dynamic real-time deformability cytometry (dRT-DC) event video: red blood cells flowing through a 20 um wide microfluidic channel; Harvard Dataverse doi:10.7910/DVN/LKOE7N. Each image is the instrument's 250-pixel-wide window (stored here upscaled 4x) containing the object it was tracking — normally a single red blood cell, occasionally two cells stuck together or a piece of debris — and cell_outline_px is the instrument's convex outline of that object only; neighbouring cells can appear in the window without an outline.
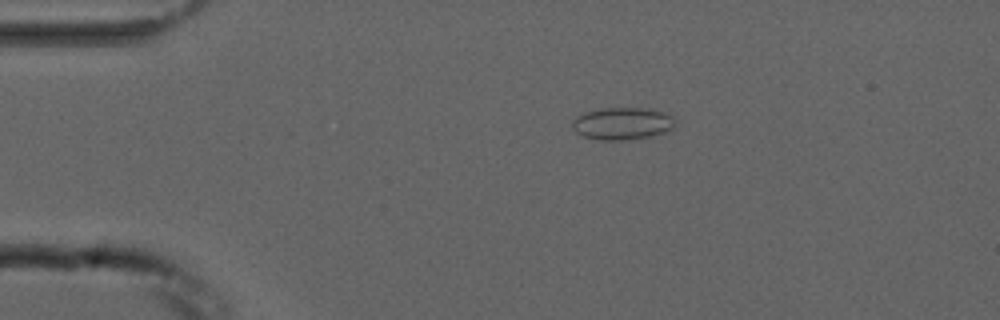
{"species": "common noctule bat (a hibernating species)", "species_latin": "Nyctalus noctula", "temperature_condition": "cold", "stored_images_in_passage": 6, "camera_frame_rate_fps": 3000, "um_per_image_px": 0.085, "animal": {"sex": "male", "forearm_length_mm": 52.5}, "frame": {"image": 1, "passage_image": 3, "time_ms": 2.333, "image_size_px": [1000, 320], "cell_outline_px": [[676, 120], [672, 128], [664, 132], [648, 136], [624, 140], [600, 140], [584, 136], [576, 132], [572, 128], [572, 120], [576, 116], [600, 108], [648, 108], [664, 112], [672, 116]], "centroid_in_image_um": [52.89, 10.49], "position_along_channel_um": 32.1, "area_um2": 19.25}}
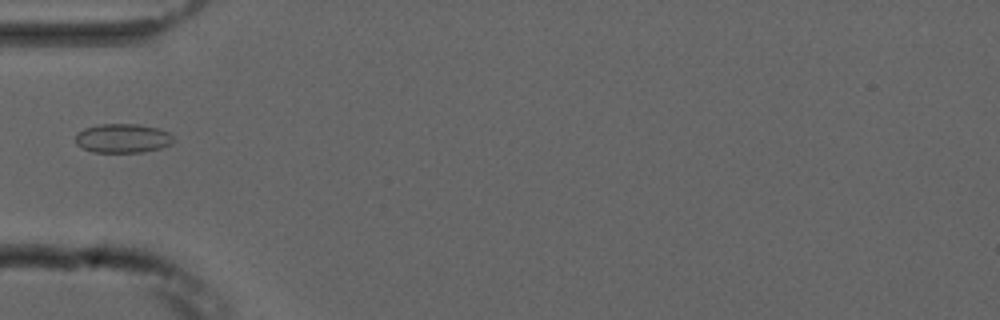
{"frame": {"image": 2, "passage_image": 5, "time_ms": 4.667, "image_size_px": [1000, 320], "cell_outline_px": [[176, 140], [172, 144], [160, 148], [144, 152], [92, 152], [76, 144], [76, 132], [84, 128], [100, 124], [140, 124], [160, 128], [168, 132]], "centroid_in_image_um": [10.46, 11.75], "position_along_channel_um": 74.5, "area_um2": 16.82}}
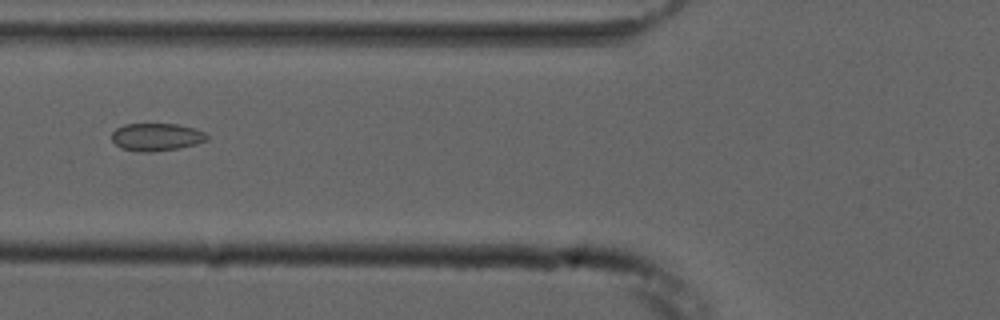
{"frame": {"image": 3, "passage_image": 6, "time_ms": 5.667, "image_size_px": [1000, 320], "cell_outline_px": [[208, 140], [196, 144], [180, 148], [152, 152], [144, 152], [120, 148], [112, 140], [112, 132], [116, 128], [124, 124], [176, 124], [192, 128], [204, 132], [208, 136]], "centroid_in_image_um": [13.29, 11.65], "position_along_channel_um": 112.5, "area_um2": 15.32}}